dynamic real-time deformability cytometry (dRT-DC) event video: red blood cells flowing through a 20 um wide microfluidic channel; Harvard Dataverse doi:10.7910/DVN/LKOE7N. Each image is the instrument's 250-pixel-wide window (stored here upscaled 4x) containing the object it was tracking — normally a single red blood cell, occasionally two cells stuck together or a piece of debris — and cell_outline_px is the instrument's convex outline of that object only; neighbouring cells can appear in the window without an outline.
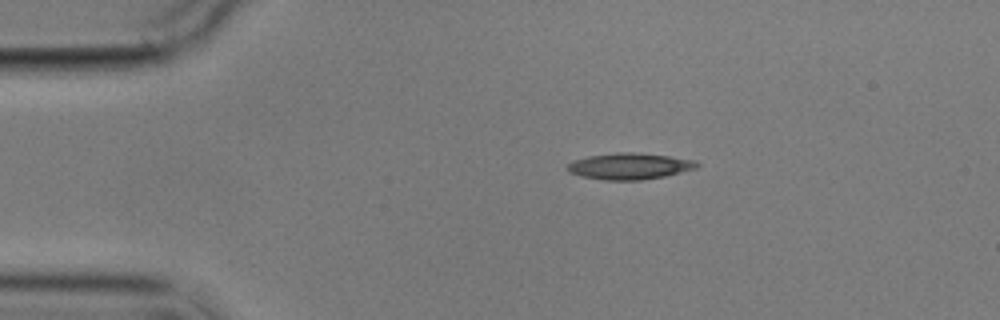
{"species": "common noctule bat (a hibernating species)", "species_latin": "Nyctalus noctula", "temperature_condition": "cold", "stored_images_in_passage": 7, "camera_frame_rate_fps": 3000, "um_per_image_px": 0.085, "animal": {"sex": "male", "body_mass_g": 17.9}, "frame": {"image": 1, "passage_image": 1, "time_ms": 0.0, "image_size_px": [1000, 320], "cell_outline_px": [[700, 164], [696, 168], [664, 176], [640, 180], [604, 180], [584, 176], [568, 172], [568, 164], [572, 160], [588, 156], [616, 152], [632, 152], [668, 156], [696, 160]], "centroid_in_image_um": [53.51, 14.12], "position_along_channel_um": 31.5, "area_um2": 19.71}}
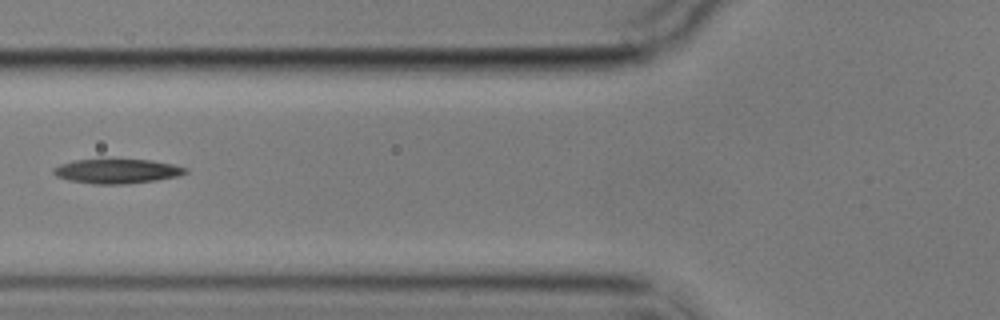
{"frame": {"image": 2, "passage_image": 4, "time_ms": 3.667, "image_size_px": [1000, 320], "cell_outline_px": [[188, 172], [180, 176], [156, 180], [124, 184], [92, 184], [68, 180], [56, 176], [52, 172], [52, 168], [60, 164], [76, 160], [152, 160], [172, 164], [188, 168]], "centroid_in_image_um": [9.95, 14.56], "position_along_channel_um": 115.9, "area_um2": 18.79}}
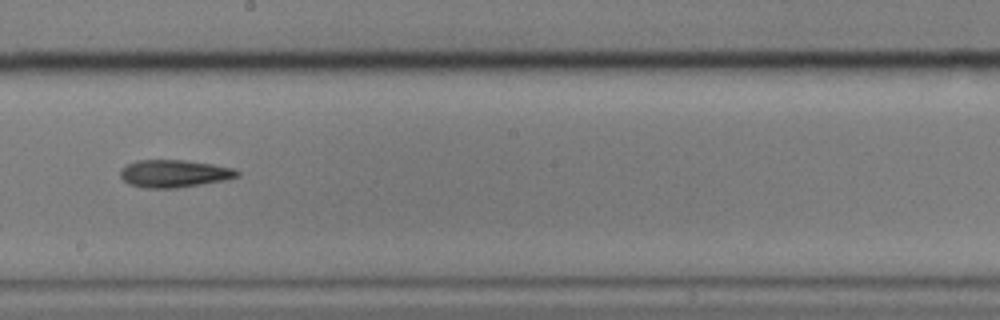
{"frame": {"image": 3, "passage_image": 7, "time_ms": 7.0, "image_size_px": [1000, 320], "cell_outline_px": [[240, 176], [224, 180], [176, 188], [140, 188], [128, 184], [120, 176], [120, 168], [136, 160], [184, 160], [212, 164], [232, 168], [240, 172]], "centroid_in_image_um": [14.76, 14.75], "position_along_channel_um": 233.4, "area_um2": 18.79}}